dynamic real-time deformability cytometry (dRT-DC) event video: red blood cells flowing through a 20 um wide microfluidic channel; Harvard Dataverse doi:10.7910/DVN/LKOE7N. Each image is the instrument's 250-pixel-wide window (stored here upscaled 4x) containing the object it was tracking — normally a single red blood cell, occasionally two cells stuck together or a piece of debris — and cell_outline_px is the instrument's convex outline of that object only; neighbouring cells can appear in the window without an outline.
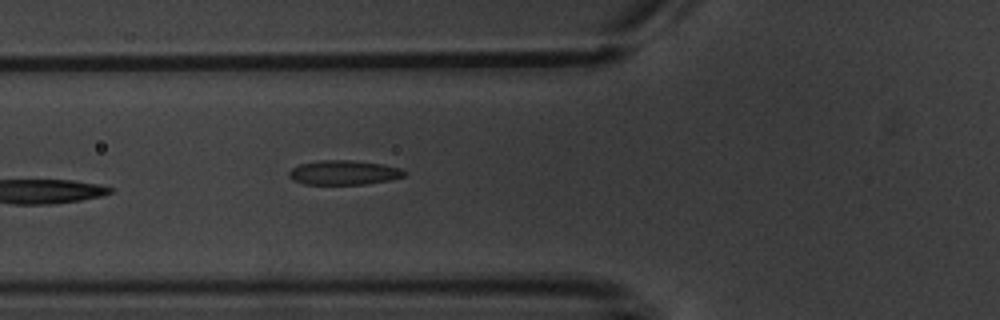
{"species": "common noctule bat (a hibernating species)", "species_latin": "Nyctalus noctula", "temperature_condition": "warm", "stored_images_in_passage": 6, "camera_frame_rate_fps": 3000, "um_per_image_px": 0.085, "animal": {"sex": "male", "body_mass_g": 20.1, "forearm_length_mm": 53.5}, "frame": {"image": 1, "passage_image": 6, "time_ms": 6.0, "image_size_px": [1000, 320], "cell_outline_px": [[408, 172], [404, 176], [388, 180], [364, 184], [304, 184], [288, 176], [288, 172], [292, 168], [300, 164], [320, 160], [348, 160], [380, 164], [400, 168]], "centroid_in_image_um": [29.22, 14.67], "position_along_channel_um": 96.6, "area_um2": 16.18}}